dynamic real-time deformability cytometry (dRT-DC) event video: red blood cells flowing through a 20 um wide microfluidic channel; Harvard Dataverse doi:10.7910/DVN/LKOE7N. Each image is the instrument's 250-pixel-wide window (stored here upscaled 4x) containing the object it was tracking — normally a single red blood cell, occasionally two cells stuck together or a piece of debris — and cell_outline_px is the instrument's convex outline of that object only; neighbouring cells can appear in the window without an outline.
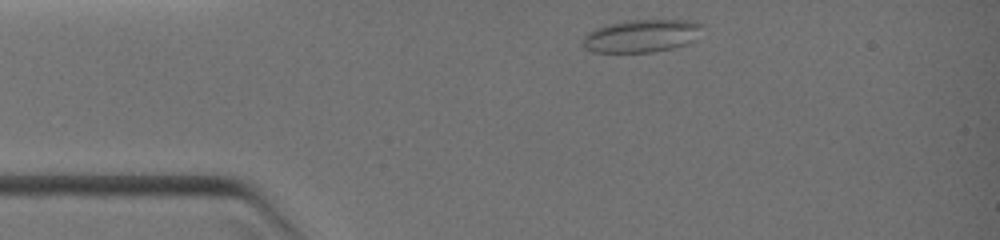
{"species": "common noctule bat (a hibernating species)", "species_latin": "Nyctalus noctula", "temperature_condition": "warm", "stored_images_in_passage": 8, "camera_frame_rate_fps": 3000, "um_per_image_px": 0.085, "animal": {"sex": "female", "body_mass_g": 19.0, "forearm_length_mm": 51.5}, "frame": {"image": 1, "passage_image": 1, "time_ms": 0.0, "image_size_px": [1000, 240], "cell_outline_px": [[704, 24], [696, 40], [688, 44], [656, 52], [592, 52], [584, 48], [580, 44], [580, 40], [588, 32], [596, 28], [608, 24], [628, 20], [692, 20]], "centroid_in_image_um": [54.53, 3.05], "position_along_channel_um": 30.5, "area_um2": 23.24}}
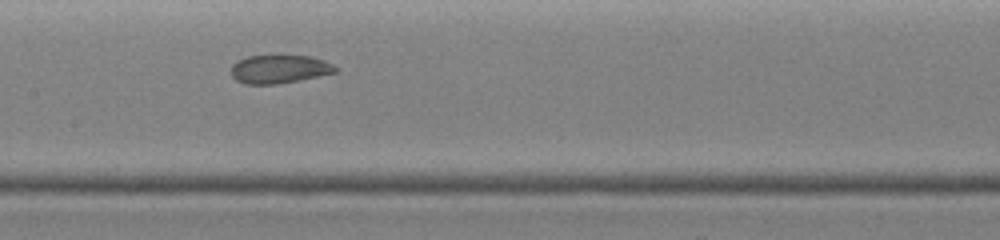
{"frame": {"image": 2, "passage_image": 7, "time_ms": 3.667, "image_size_px": [1000, 240], "cell_outline_px": [[336, 72], [300, 80], [276, 84], [244, 84], [236, 80], [232, 76], [232, 64], [236, 60], [248, 56], [276, 52], [280, 52], [308, 56], [324, 60], [332, 64], [336, 68]], "centroid_in_image_um": [23.7, 5.81], "position_along_channel_um": 183.7, "area_um2": 18.03}}
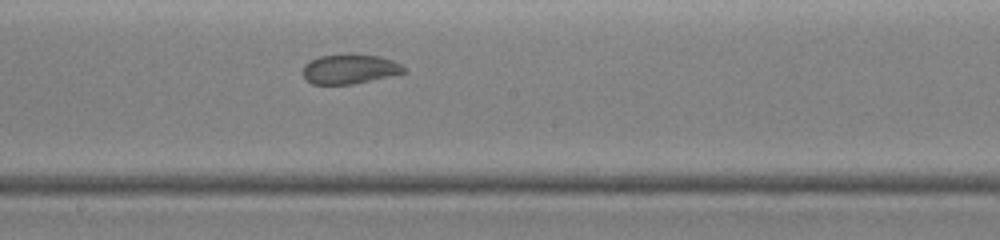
{"frame": {"image": 3, "passage_image": 8, "time_ms": 4.333, "image_size_px": [1000, 240], "cell_outline_px": [[408, 72], [372, 80], [352, 84], [312, 84], [304, 80], [300, 72], [304, 64], [320, 56], [348, 52], [352, 52], [380, 56], [392, 60], [408, 68]], "centroid_in_image_um": [29.71, 5.84], "position_along_channel_um": 218.5, "area_um2": 18.15}}